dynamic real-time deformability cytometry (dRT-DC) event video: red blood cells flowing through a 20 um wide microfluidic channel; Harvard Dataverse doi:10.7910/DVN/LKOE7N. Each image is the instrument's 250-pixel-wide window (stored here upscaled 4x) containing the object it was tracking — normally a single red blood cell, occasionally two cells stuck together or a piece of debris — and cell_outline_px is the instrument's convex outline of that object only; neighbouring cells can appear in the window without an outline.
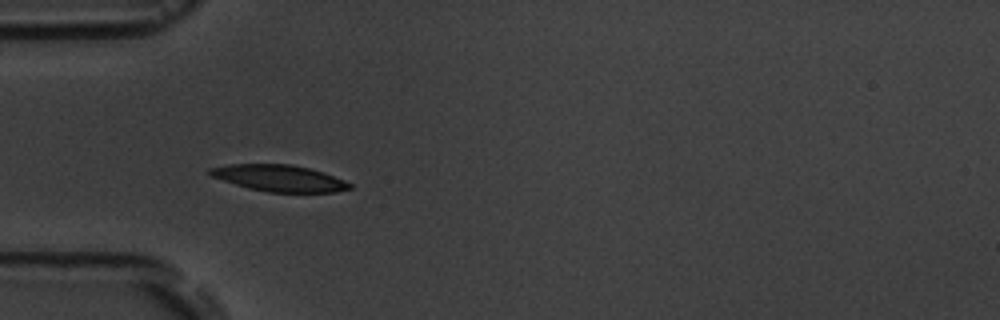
{"species": "common noctule bat (a hibernating species)", "species_latin": "Nyctalus noctula", "temperature_condition": "room temperature", "stored_images_in_passage": 7, "camera_frame_rate_fps": 3000, "um_per_image_px": 0.085, "animal": {"sex": "male", "body_mass_g": 19.5, "forearm_length_mm": 54.6}, "frame": {"image": 1, "passage_image": 2, "time_ms": 1.0, "image_size_px": [1000, 320], "cell_outline_px": [[352, 188], [336, 192], [268, 192], [248, 188], [212, 176], [208, 172], [208, 168], [228, 164], [292, 164], [324, 172], [344, 180], [352, 184]], "centroid_in_image_um": [23.76, 15.14], "position_along_channel_um": 61.2, "area_um2": 21.5}}
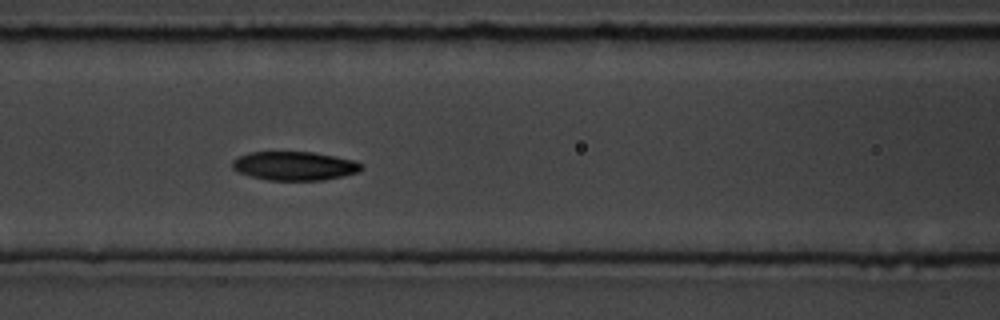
{"frame": {"image": 2, "passage_image": 4, "time_ms": 3.333, "image_size_px": [1000, 320], "cell_outline_px": [[364, 168], [360, 172], [344, 176], [324, 180], [268, 180], [252, 176], [240, 172], [232, 168], [232, 160], [248, 152], [312, 152], [356, 160]], "centroid_in_image_um": [25.07, 14.1], "position_along_channel_um": 141.5, "area_um2": 21.68}}
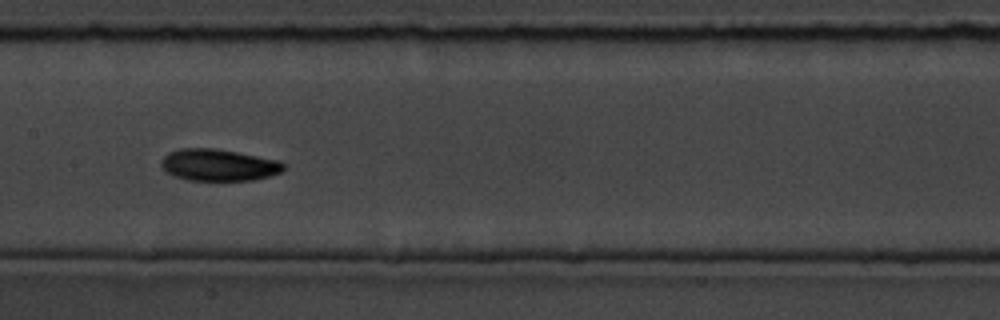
{"frame": {"image": 3, "passage_image": 5, "time_ms": 4.667, "image_size_px": [1000, 320], "cell_outline_px": [[284, 168], [280, 172], [268, 176], [252, 180], [188, 180], [164, 172], [160, 164], [160, 160], [168, 152], [180, 148], [212, 148], [236, 152], [280, 160], [284, 164]], "centroid_in_image_um": [18.53, 14.02], "position_along_channel_um": 188.9, "area_um2": 22.66}}